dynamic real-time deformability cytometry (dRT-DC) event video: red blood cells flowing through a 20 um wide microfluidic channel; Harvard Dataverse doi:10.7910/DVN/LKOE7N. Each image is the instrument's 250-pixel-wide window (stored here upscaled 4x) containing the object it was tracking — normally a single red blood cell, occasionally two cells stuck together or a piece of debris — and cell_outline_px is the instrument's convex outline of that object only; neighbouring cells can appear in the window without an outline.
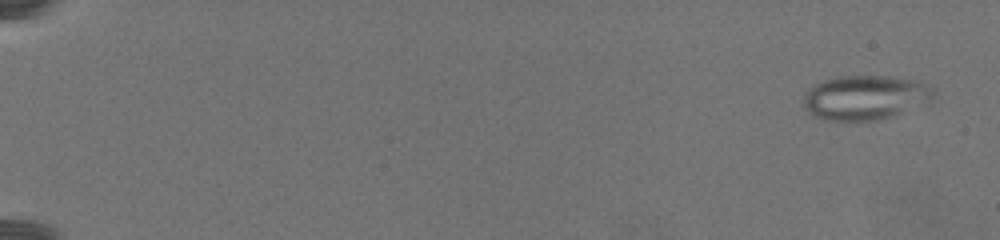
{"species": "common noctule bat (a hibernating species)", "species_latin": "Nyctalus noctula", "temperature_condition": "warm", "stored_images_in_passage": 21, "camera_frame_rate_fps": 3000, "um_per_image_px": 0.085, "animal": {"sex": "female", "body_mass_g": 19.5, "forearm_length_mm": 54.1}, "frame": {"image": 1, "passage_image": 2, "time_ms": 1.0, "image_size_px": [1000, 240], "cell_outline_px": [[936, 92], [932, 104], [892, 116], [876, 120], [824, 120], [808, 112], [804, 108], [804, 96], [816, 84], [824, 80], [836, 76], [888, 76], [916, 80], [928, 84], [936, 88]], "centroid_in_image_um": [73.67, 8.29], "position_along_channel_um": 11.3, "area_um2": 34.22}}
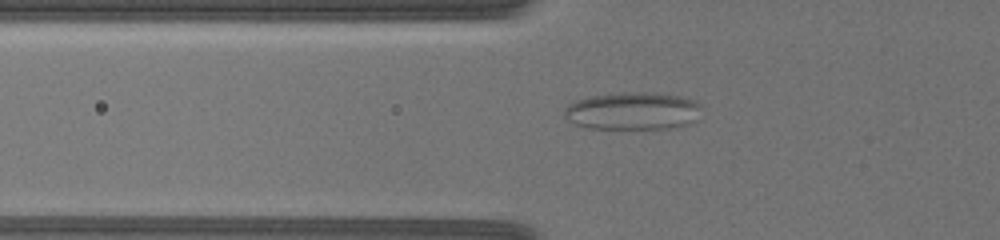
{"frame": {"image": 2, "passage_image": 16, "time_ms": 10.0, "image_size_px": [1000, 240], "cell_outline_px": [[704, 108], [696, 120], [692, 124], [672, 128], [584, 128], [572, 124], [564, 116], [564, 108], [568, 104], [576, 100], [588, 96], [616, 92], [652, 92], [680, 96], [696, 100]], "centroid_in_image_um": [53.8, 9.42], "position_along_channel_um": 72.0, "area_um2": 30.81}}
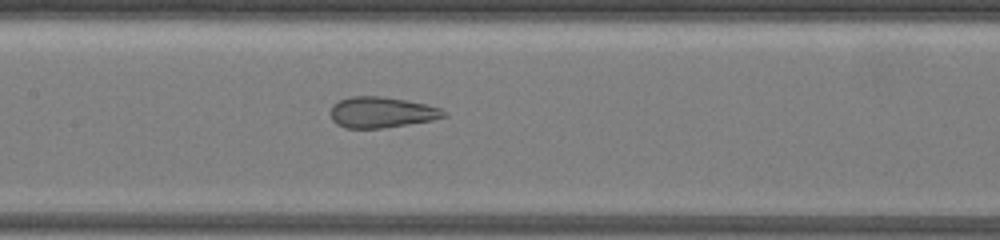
{"frame": {"image": 3, "passage_image": 21, "time_ms": 13.667, "image_size_px": [1000, 240], "cell_outline_px": [[448, 116], [432, 120], [384, 128], [344, 128], [336, 124], [332, 120], [332, 104], [340, 100], [352, 96], [384, 96], [408, 100], [440, 108], [448, 112]], "centroid_in_image_um": [32.46, 9.54], "position_along_channel_um": 174.9, "area_um2": 20.46}}